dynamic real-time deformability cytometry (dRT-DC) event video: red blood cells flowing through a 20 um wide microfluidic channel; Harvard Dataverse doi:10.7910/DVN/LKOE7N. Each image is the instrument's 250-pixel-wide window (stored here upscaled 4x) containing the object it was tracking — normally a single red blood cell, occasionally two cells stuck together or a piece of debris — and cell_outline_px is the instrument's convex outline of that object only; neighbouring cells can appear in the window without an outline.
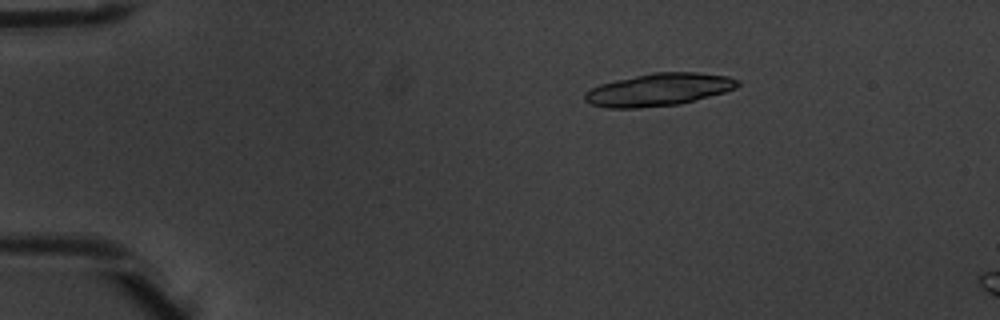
{"species": "common noctule bat (a hibernating species)", "species_latin": "Nyctalus noctula", "temperature_condition": "warm", "stored_images_in_passage": 4, "camera_frame_rate_fps": 3000, "um_per_image_px": 0.085, "animal": {"sex": "male", "body_mass_g": 20.1, "forearm_length_mm": 53.5}, "frame": {"image": 1, "passage_image": 2, "time_ms": 0.333, "image_size_px": [1000, 320], "cell_outline_px": [[740, 84], [736, 88], [724, 92], [680, 104], [640, 108], [608, 108], [592, 104], [584, 100], [584, 92], [600, 84], [616, 80], [652, 72], [696, 72], [728, 76], [740, 80]], "centroid_in_image_um": [56.0, 7.62], "position_along_channel_um": 29.0, "area_um2": 29.02}}